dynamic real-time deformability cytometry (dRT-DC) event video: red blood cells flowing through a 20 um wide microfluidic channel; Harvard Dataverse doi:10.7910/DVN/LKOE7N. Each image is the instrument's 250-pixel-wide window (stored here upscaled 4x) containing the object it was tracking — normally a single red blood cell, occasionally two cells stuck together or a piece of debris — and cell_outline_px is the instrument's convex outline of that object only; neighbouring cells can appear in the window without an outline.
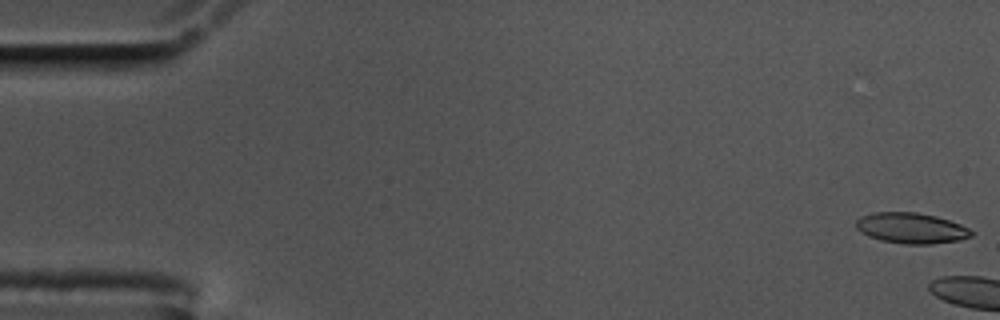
{"species": "common noctule bat (a hibernating species)", "species_latin": "Nyctalus noctula", "temperature_condition": "cold", "stored_images_in_passage": 5, "camera_frame_rate_fps": 3000, "um_per_image_px": 0.085, "animal": {"sex": "male", "body_mass_g": 17.5, "forearm_length_mm": 52.3}, "frame": {"image": 1, "passage_image": 1, "time_ms": 0.0, "image_size_px": [1000, 320], "cell_outline_px": [[976, 232], [972, 236], [960, 240], [932, 244], [904, 244], [880, 240], [868, 236], [860, 232], [856, 228], [856, 220], [860, 216], [872, 212], [916, 212], [936, 216], [960, 224]], "centroid_in_image_um": [77.45, 19.39], "position_along_channel_um": 7.6, "area_um2": 20.81}}